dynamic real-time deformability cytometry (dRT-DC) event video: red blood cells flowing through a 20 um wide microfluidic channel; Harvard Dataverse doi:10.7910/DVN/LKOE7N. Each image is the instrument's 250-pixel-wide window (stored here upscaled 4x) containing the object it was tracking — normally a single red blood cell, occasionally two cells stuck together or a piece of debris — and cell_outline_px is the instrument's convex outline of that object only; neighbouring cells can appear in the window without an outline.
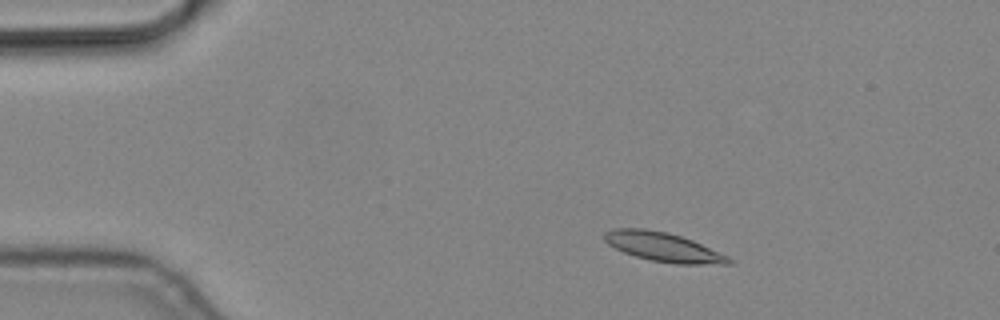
{"species": "common noctule bat (a hibernating species)", "species_latin": "Nyctalus noctula", "temperature_condition": "cold", "stored_images_in_passage": 5, "camera_frame_rate_fps": 3000, "um_per_image_px": 0.085, "animal": {"sex": "male", "body_mass_g": 19.2, "forearm_length_mm": 51.8}, "frame": {"image": 1, "passage_image": 3, "time_ms": 0.667, "image_size_px": [1000, 320], "cell_outline_px": [[732, 264], [676, 264], [648, 260], [624, 252], [608, 244], [604, 240], [604, 232], [612, 228], [644, 228], [668, 232], [692, 240], [728, 256], [732, 260]], "centroid_in_image_um": [56.35, 20.99], "position_along_channel_um": 28.6, "area_um2": 21.1}}